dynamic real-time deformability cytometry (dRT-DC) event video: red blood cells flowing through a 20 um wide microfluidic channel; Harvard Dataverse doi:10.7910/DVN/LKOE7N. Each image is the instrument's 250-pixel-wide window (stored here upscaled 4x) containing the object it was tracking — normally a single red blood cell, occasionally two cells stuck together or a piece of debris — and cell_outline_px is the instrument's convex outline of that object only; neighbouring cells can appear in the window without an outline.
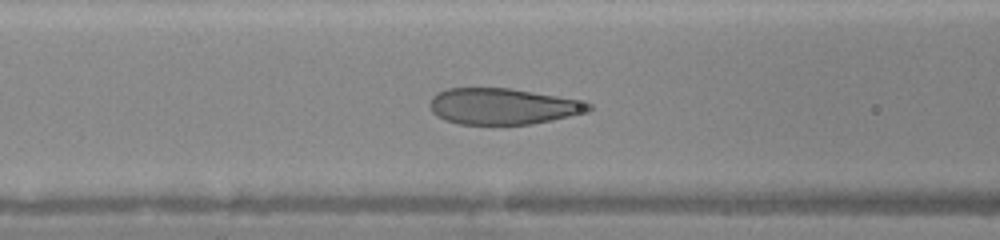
{"species": "human", "species_latin": "Homo sapiens", "temperature_condition": "warm", "stored_images_in_passage": 45, "camera_frame_rate_fps": 3000, "um_per_image_px": 0.085, "donor": {"sex": "female"}, "frame": {"image": 1, "passage_image": 19, "time_ms": 6.0, "image_size_px": [1000, 240], "cell_outline_px": [[592, 108], [588, 112], [552, 120], [532, 124], [460, 124], [444, 120], [436, 116], [432, 112], [428, 104], [432, 96], [436, 92], [448, 88], [508, 88], [588, 100], [592, 104]], "centroid_in_image_um": [42.77, 9.03], "position_along_channel_um": 123.8, "area_um2": 33.99}}
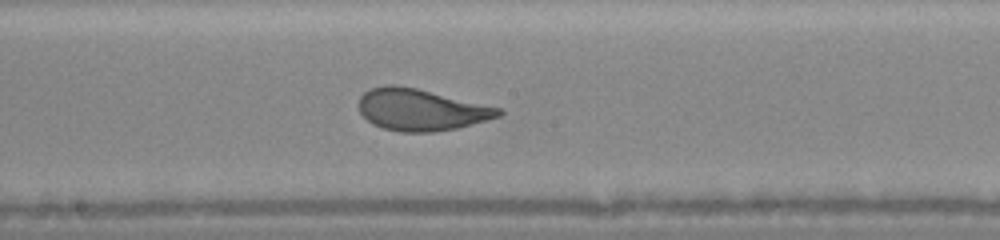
{"frame": {"image": 2, "passage_image": 25, "time_ms": 8.0, "image_size_px": [1000, 240], "cell_outline_px": [[504, 112], [500, 116], [456, 128], [432, 132], [400, 132], [384, 128], [372, 124], [360, 112], [360, 96], [364, 92], [372, 88], [384, 84], [396, 84], [416, 88], [500, 108]], "centroid_in_image_um": [35.75, 9.32], "position_along_channel_um": 212.4, "area_um2": 33.58}}
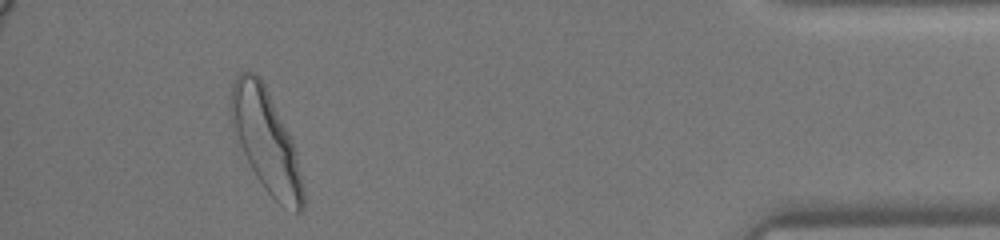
{"frame": {"image": 3, "passage_image": 42, "time_ms": 13.667, "image_size_px": [1000, 240], "cell_outline_px": [[304, 208], [300, 212], [296, 212], [280, 204], [264, 188], [256, 176], [232, 132], [228, 112], [228, 100], [232, 80], [240, 72], [256, 72], [260, 76], [296, 148], [304, 188]], "centroid_in_image_um": [22.56, 11.93], "position_along_channel_um": 412.6, "area_um2": 43.35}}